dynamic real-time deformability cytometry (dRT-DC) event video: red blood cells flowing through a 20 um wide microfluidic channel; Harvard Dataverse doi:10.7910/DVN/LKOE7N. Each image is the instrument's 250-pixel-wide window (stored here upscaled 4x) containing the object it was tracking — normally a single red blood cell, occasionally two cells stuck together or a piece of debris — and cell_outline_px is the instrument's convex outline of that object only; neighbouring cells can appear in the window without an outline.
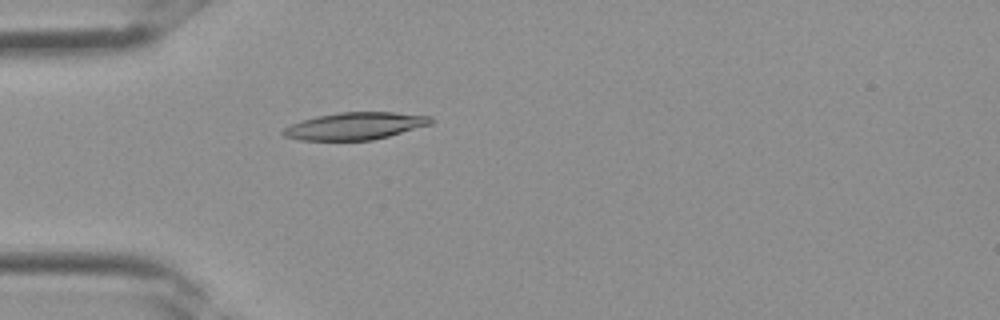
{"species": "Egyptian fruit bat (a non-hibernating species)", "species_latin": "Rousettus aegyptiacus", "temperature_condition": "room temperature", "stored_images_in_passage": 27, "camera_frame_rate_fps": 3000, "um_per_image_px": 0.085, "frame": {"image": 1, "passage_image": 3, "time_ms": 0.667, "image_size_px": [1000, 320], "cell_outline_px": [[432, 124], [388, 136], [372, 140], [300, 140], [284, 136], [280, 132], [284, 128], [292, 124], [316, 116], [340, 112], [392, 112], [432, 116]], "centroid_in_image_um": [30.19, 10.71], "position_along_channel_um": 54.8, "area_um2": 23.29}}
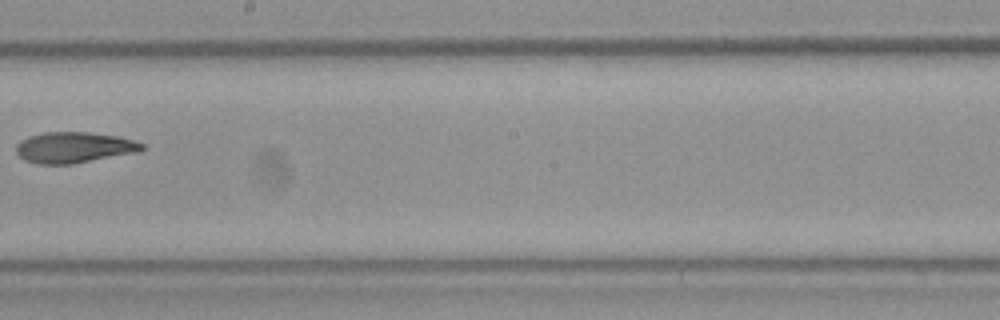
{"frame": {"image": 2, "passage_image": 13, "time_ms": 4.0, "image_size_px": [1000, 320], "cell_outline_px": [[144, 148], [136, 152], [72, 164], [36, 164], [24, 160], [16, 152], [16, 144], [20, 140], [28, 136], [44, 132], [88, 132], [116, 136], [132, 140], [144, 144]], "centroid_in_image_um": [6.23, 12.53], "position_along_channel_um": 242.0, "area_um2": 22.54}}
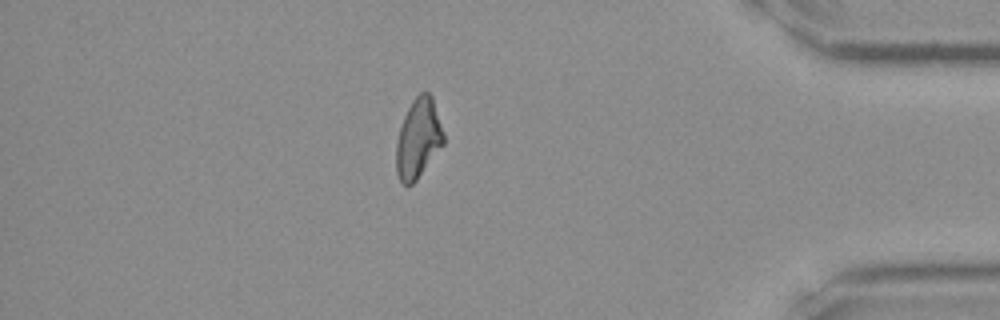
{"frame": {"image": 3, "passage_image": 23, "time_ms": 7.333, "image_size_px": [1000, 320], "cell_outline_px": [[444, 144], [416, 180], [408, 188], [400, 184], [396, 172], [396, 140], [404, 116], [412, 100], [420, 92], [428, 92], [432, 96], [444, 132]], "centroid_in_image_um": [35.54, 11.8], "position_along_channel_um": 399.7, "area_um2": 22.2}}